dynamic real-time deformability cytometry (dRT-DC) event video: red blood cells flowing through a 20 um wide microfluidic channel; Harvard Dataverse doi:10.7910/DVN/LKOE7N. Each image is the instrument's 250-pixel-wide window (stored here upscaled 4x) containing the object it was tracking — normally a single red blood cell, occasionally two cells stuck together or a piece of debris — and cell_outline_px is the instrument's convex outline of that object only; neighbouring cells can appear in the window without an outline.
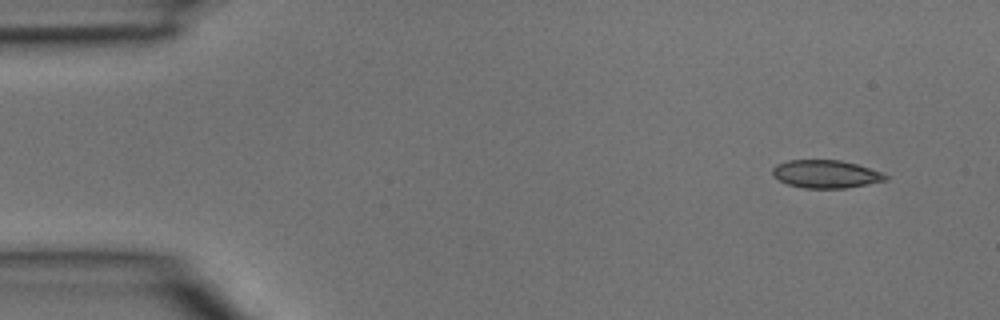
{"species": "common noctule bat (a hibernating species)", "species_latin": "Nyctalus noctula", "temperature_condition": "room temperature", "stored_images_in_passage": 4, "camera_frame_rate_fps": 3000, "um_per_image_px": 0.085, "animal": {"sex": "male", "body_mass_g": 15.6}, "frame": {"image": 1, "passage_image": 1, "time_ms": 0.0, "image_size_px": [1000, 320], "cell_outline_px": [[888, 180], [844, 188], [804, 188], [788, 184], [772, 176], [772, 168], [776, 164], [788, 160], [840, 160], [856, 164], [880, 172], [888, 176]], "centroid_in_image_um": [70.16, 14.79], "position_along_channel_um": 14.8, "area_um2": 18.26}}
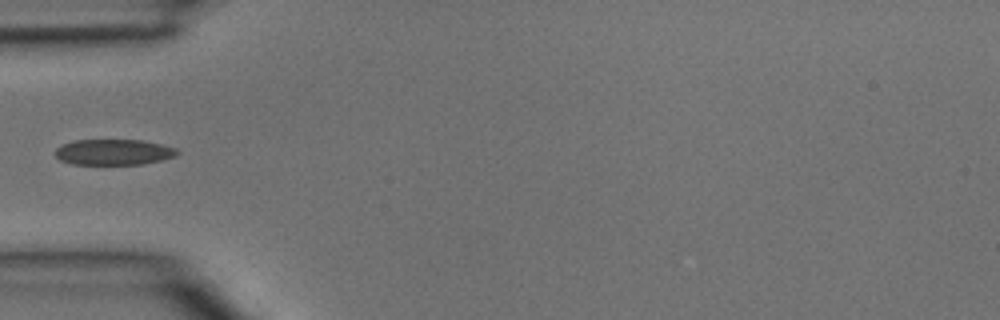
{"frame": {"image": 2, "passage_image": 4, "time_ms": 1.0, "image_size_px": [1000, 320], "cell_outline_px": [[180, 152], [176, 156], [160, 160], [140, 164], [72, 164], [60, 160], [56, 156], [56, 148], [60, 144], [72, 140], [144, 140], [176, 148]], "centroid_in_image_um": [9.64, 12.92], "position_along_channel_um": 75.4, "area_um2": 18.32}}